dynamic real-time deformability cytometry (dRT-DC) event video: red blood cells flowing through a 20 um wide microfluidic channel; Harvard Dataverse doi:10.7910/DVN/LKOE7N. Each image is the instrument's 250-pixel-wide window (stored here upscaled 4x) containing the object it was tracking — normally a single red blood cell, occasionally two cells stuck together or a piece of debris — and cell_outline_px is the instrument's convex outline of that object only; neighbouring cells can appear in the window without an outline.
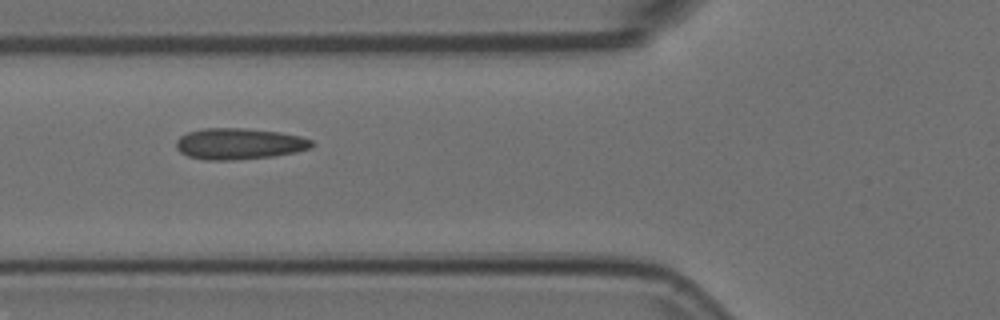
{"species": "Egyptian fruit bat (a non-hibernating species)", "species_latin": "Rousettus aegyptiacus", "temperature_condition": "room temperature", "stored_images_in_passage": 7, "camera_frame_rate_fps": 3000, "um_per_image_px": 0.085, "animal": {"sex": "female"}, "frame": {"image": 1, "passage_image": 6, "time_ms": 1.667, "image_size_px": [1000, 320], "cell_outline_px": [[316, 144], [312, 148], [296, 152], [272, 156], [232, 160], [204, 160], [188, 156], [180, 152], [176, 148], [176, 140], [180, 136], [188, 132], [204, 128], [244, 128], [280, 132], [300, 136], [312, 140]], "centroid_in_image_um": [20.34, 12.22], "position_along_channel_um": 105.5, "area_um2": 24.8}}
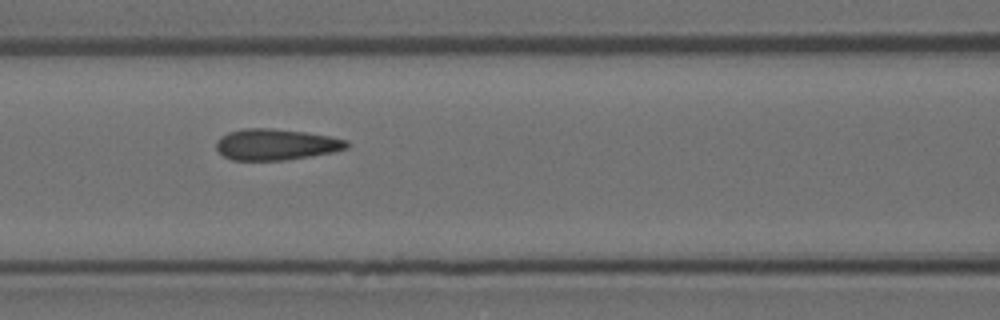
{"frame": {"image": 2, "passage_image": 7, "time_ms": 2.0, "image_size_px": [1000, 320], "cell_outline_px": [[348, 148], [332, 152], [284, 160], [232, 160], [224, 156], [216, 148], [216, 140], [220, 136], [228, 132], [244, 128], [272, 128], [308, 132], [332, 136], [348, 140]], "centroid_in_image_um": [23.45, 12.26], "position_along_channel_um": 143.1, "area_um2": 23.81}}